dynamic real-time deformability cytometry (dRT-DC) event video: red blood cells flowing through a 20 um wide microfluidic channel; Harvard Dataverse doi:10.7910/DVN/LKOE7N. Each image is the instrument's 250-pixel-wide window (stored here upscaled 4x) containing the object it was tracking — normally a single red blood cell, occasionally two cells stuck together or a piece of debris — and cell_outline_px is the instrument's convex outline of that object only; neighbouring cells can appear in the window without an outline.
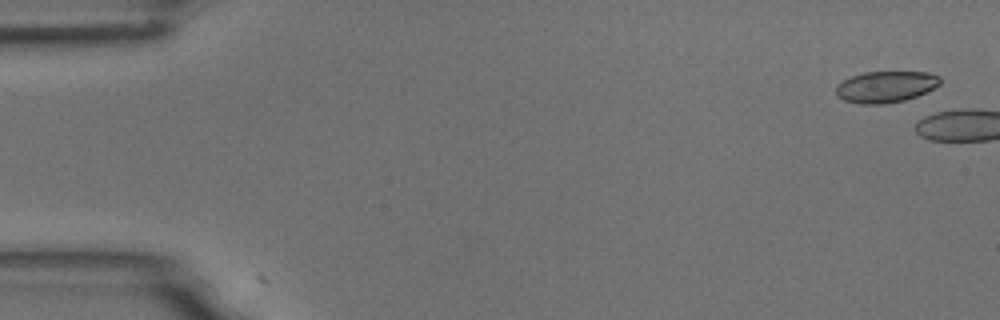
{"species": "common noctule bat (a hibernating species)", "species_latin": "Nyctalus noctula", "temperature_condition": "room temperature", "stored_images_in_passage": 2, "camera_frame_rate_fps": 3000, "um_per_image_px": 0.085, "animal": {"sex": "male", "body_mass_g": 18.8}, "frame": {"image": 1, "passage_image": 1, "time_ms": 0.0, "image_size_px": [1000, 320], "cell_outline_px": [[940, 84], [916, 96], [904, 100], [884, 104], [860, 104], [844, 100], [836, 96], [836, 84], [852, 76], [864, 72], [928, 72], [940, 76]], "centroid_in_image_um": [75.25, 7.37], "position_along_channel_um": 9.7, "area_um2": 18.96}}